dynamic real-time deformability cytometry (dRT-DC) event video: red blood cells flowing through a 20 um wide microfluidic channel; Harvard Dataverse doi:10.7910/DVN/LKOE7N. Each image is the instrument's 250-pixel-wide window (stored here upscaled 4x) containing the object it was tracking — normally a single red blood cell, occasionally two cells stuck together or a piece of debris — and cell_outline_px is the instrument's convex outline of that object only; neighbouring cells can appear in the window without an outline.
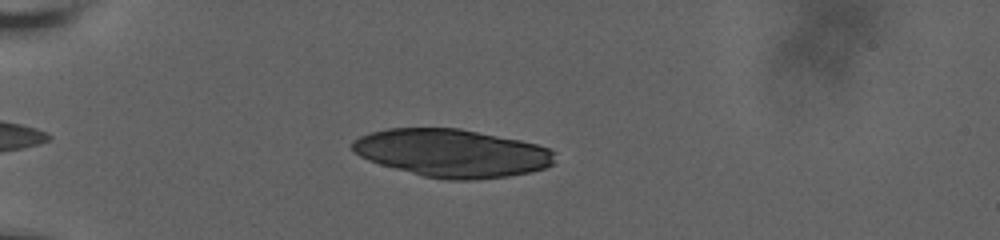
{"species": "human", "species_latin": "Homo sapiens", "temperature_condition": "room temperature", "stored_images_in_passage": 11, "camera_frame_rate_fps": 3000, "um_per_image_px": 0.085, "donor": {"sex": "male"}, "frame": {"image": 1, "passage_image": 9, "time_ms": 2.333, "image_size_px": [1000, 240], "cell_outline_px": [[556, 152], [552, 164], [544, 168], [532, 172], [508, 176], [472, 180], [448, 180], [424, 176], [380, 164], [368, 160], [360, 156], [352, 148], [352, 140], [360, 136], [372, 132], [388, 128], [460, 128], [520, 140], [536, 144], [548, 148]], "centroid_in_image_um": [38.44, 13.01], "position_along_channel_um": 46.6, "area_um2": 56.41}}